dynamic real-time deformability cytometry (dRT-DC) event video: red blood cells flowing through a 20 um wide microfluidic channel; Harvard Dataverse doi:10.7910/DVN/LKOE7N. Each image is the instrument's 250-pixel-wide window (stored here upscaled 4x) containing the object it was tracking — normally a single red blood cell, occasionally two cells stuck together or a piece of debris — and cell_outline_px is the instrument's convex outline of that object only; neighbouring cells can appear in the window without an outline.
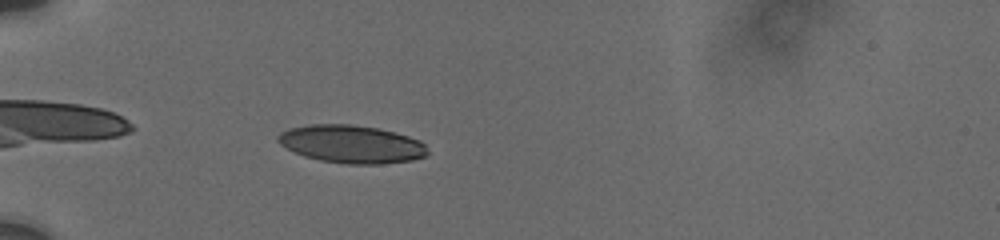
{"species": "human", "species_latin": "Homo sapiens", "temperature_condition": "cold", "stored_images_in_passage": 36, "camera_frame_rate_fps": 3000, "um_per_image_px": 0.085, "donor": {"sex": "male"}, "frame": {"image": 1, "passage_image": 1, "time_ms": 0.0, "image_size_px": [1000, 240], "cell_outline_px": [[428, 152], [424, 156], [412, 160], [380, 164], [344, 164], [320, 160], [304, 156], [280, 144], [276, 140], [276, 136], [280, 132], [288, 128], [308, 124], [352, 124], [376, 128], [408, 136], [420, 140], [424, 144]], "centroid_in_image_um": [29.84, 12.24], "position_along_channel_um": 55.2, "area_um2": 33.0}}
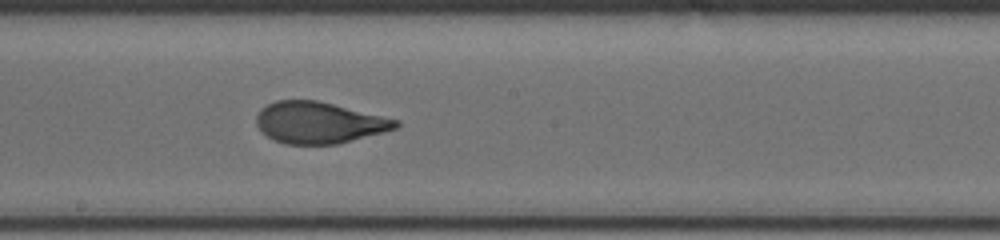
{"frame": {"image": 2, "passage_image": 14, "time_ms": 5.0, "image_size_px": [1000, 240], "cell_outline_px": [[400, 124], [396, 128], [384, 132], [336, 144], [284, 144], [272, 140], [256, 124], [256, 116], [260, 108], [276, 100], [316, 100], [400, 120]], "centroid_in_image_um": [27.1, 10.42], "position_along_channel_um": 221.1, "area_um2": 33.52}}
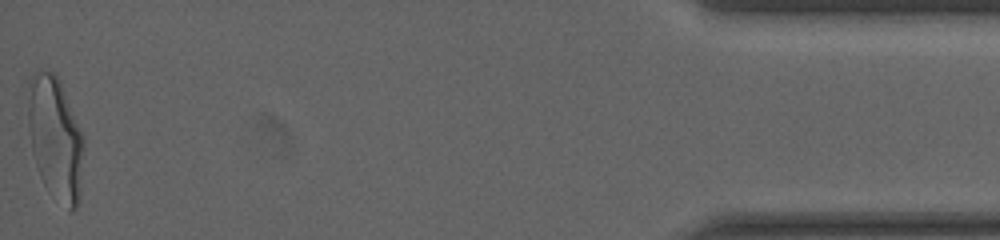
{"frame": {"image": 3, "passage_image": 35, "time_ms": 12.667, "image_size_px": [1000, 240], "cell_outline_px": [[84, 148], [80, 200], [76, 208], [72, 212], [68, 212], [44, 184], [40, 176], [36, 164], [32, 148], [28, 124], [28, 80], [40, 68], [52, 72], [60, 80], [84, 132]], "centroid_in_image_um": [4.74, 11.74], "position_along_channel_um": 430.5, "area_um2": 40.75}, "authors_computed_cell_mechanics": {"area_um2": 34.7956, "velocity_mm_per_s": 3.7665, "shape_relaxation_time_tau1_ms": 4.3884, "shape_relaxation_time_tau2_ms": null, "deformation_change_tau1": 0.1813, "deformation_change_tau2": null}}